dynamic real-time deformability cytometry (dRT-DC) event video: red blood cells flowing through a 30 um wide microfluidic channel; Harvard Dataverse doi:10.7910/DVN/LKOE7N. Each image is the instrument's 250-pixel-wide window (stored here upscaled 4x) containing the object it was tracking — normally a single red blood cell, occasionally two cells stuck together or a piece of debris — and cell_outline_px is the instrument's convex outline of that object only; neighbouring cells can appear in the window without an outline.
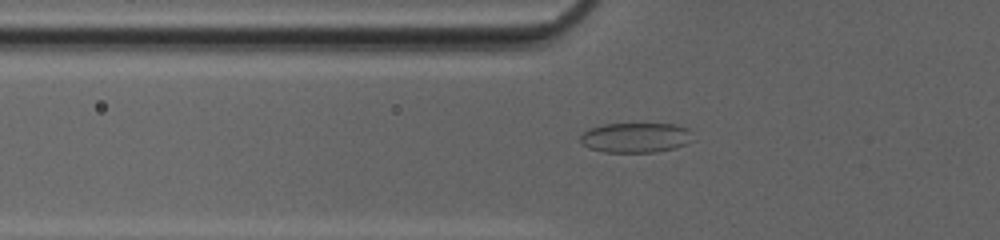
{"species": "common noctule bat (a hibernating species)", "species_latin": "Nyctalus noctula", "temperature_condition": "cold", "stored_images_in_passage": 50, "camera_frame_rate_fps": 3000, "um_per_image_px": 0.085, "animal": {"sex": "female", "body_mass_g": 20.0, "forearm_length_mm": 54.0}, "frame": {"image": 1, "passage_image": 19, "time_ms": 6.0, "image_size_px": [1000, 240], "cell_outline_px": [[696, 140], [676, 148], [656, 152], [604, 152], [588, 148], [580, 144], [580, 136], [588, 128], [604, 124], [676, 124], [688, 128]], "centroid_in_image_um": [54.05, 11.7], "position_along_channel_um": 71.7, "area_um2": 20.0}}
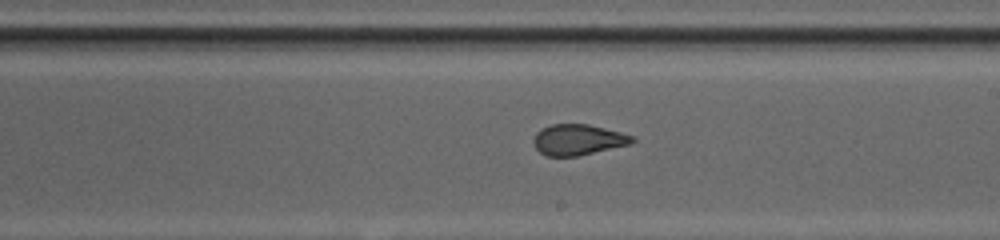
{"frame": {"image": 2, "passage_image": 31, "time_ms": 10.0, "image_size_px": [1000, 240], "cell_outline_px": [[636, 140], [632, 144], [576, 156], [548, 156], [540, 152], [536, 148], [532, 140], [536, 132], [540, 128], [552, 124], [588, 124], [636, 136]], "centroid_in_image_um": [49.14, 11.87], "position_along_channel_um": 239.9, "area_um2": 17.8}}
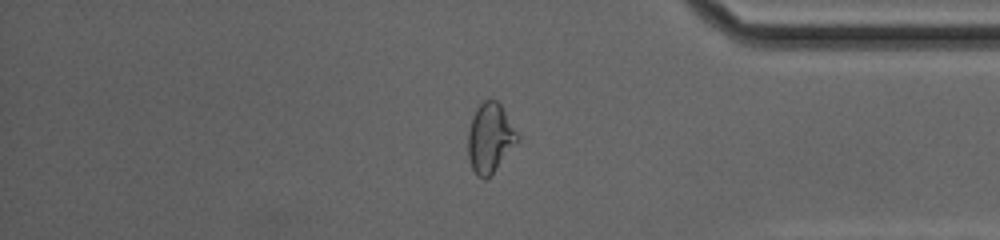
{"frame": {"image": 3, "passage_image": 43, "time_ms": 14.0, "image_size_px": [1000, 240], "cell_outline_px": [[520, 140], [492, 172], [484, 180], [476, 176], [472, 168], [468, 156], [468, 132], [472, 116], [476, 108], [484, 100], [496, 100], [500, 104], [520, 136]], "centroid_in_image_um": [41.65, 11.72], "position_along_channel_um": 393.6, "area_um2": 19.88}, "authors_computed_cell_mechanics": {"area_um2": 20.1722, "velocity_mm_per_s": 4.2229, "shape_relaxation_time_tau1_ms": null, "shape_relaxation_time_tau2_ms": 0.7448, "deformation_change_tau1": null, "deformation_change_tau2": 0.0672}}